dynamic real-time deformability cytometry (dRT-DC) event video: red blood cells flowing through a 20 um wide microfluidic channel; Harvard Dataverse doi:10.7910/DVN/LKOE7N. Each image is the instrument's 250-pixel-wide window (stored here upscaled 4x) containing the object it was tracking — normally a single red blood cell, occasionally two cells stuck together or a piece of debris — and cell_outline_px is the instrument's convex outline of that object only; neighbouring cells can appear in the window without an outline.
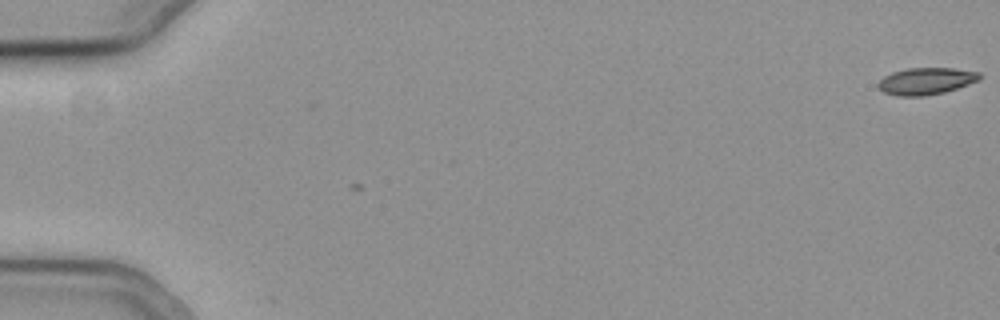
{"species": "common noctule bat (a hibernating species)", "species_latin": "Nyctalus noctula", "temperature_condition": "cold", "stored_images_in_passage": 3, "camera_frame_rate_fps": 3000, "um_per_image_px": 0.085, "animal": {"sex": "female", "body_mass_g": 19.3, "forearm_length_mm": 54.1}, "frame": {"image": 1, "passage_image": 3, "time_ms": 0.667, "image_size_px": [1000, 320], "cell_outline_px": [[980, 80], [944, 92], [924, 96], [896, 96], [884, 92], [876, 84], [884, 76], [892, 72], [908, 68], [952, 68], [980, 72]], "centroid_in_image_um": [78.7, 6.89], "position_along_channel_um": 6.3, "area_um2": 15.84}}